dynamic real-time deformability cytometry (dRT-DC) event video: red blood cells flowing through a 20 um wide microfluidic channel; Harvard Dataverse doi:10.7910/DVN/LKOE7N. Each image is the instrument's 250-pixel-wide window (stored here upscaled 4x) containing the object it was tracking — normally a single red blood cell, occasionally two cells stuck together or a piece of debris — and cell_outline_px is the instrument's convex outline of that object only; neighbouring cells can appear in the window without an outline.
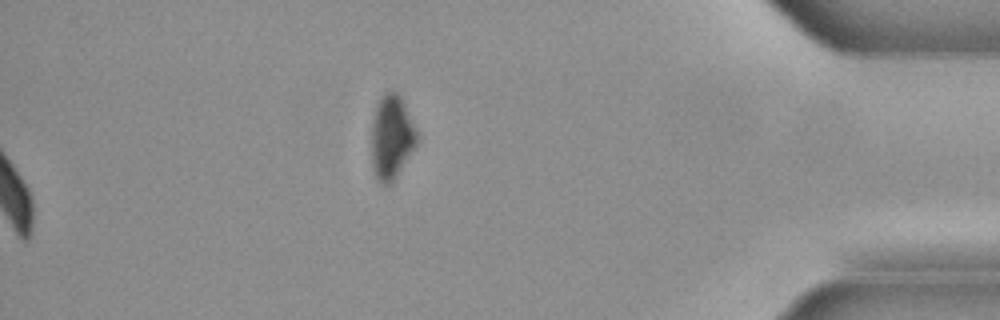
{"species": "common noctule bat (a hibernating species)", "species_latin": "Nyctalus noctula", "temperature_condition": "cold", "stored_images_in_passage": 44, "camera_frame_rate_fps": 3000, "um_per_image_px": 0.085, "animal": {"sex": "male", "body_mass_g": 21.5, "forearm_length_mm": 52.0}, "frame": {"image": 1, "passage_image": 44, "time_ms": 14.333, "image_size_px": [1000, 320], "cell_outline_px": [[416, 144], [396, 176], [388, 184], [384, 184], [376, 176], [372, 168], [372, 120], [376, 104], [380, 96], [384, 92], [396, 92], [400, 96], [416, 128]], "centroid_in_image_um": [33.26, 11.6], "position_along_channel_um": 401.9, "area_um2": 21.73}}